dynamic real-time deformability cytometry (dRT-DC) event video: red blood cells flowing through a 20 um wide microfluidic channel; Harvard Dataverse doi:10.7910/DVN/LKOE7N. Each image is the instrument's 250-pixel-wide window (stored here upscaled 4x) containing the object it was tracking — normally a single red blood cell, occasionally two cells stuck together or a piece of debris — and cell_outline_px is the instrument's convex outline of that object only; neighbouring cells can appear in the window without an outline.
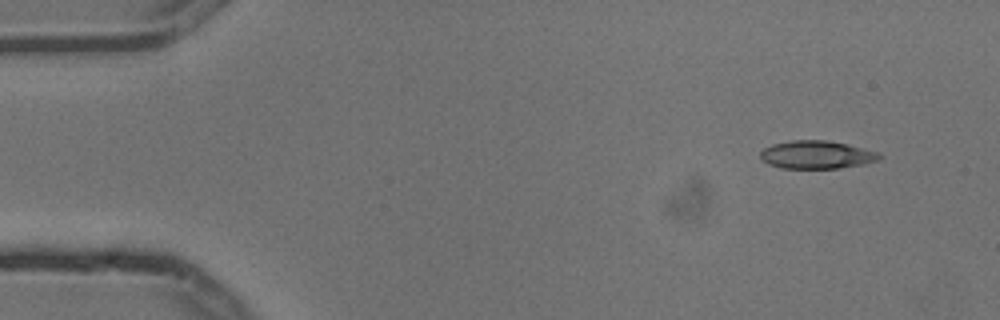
{"species": "common noctule bat (a hibernating species)", "species_latin": "Nyctalus noctula", "temperature_condition": "cold", "stored_images_in_passage": 6, "segment_of_instrument_passage": [1, 2], "camera_frame_rate_fps": 3000, "um_per_image_px": 0.085, "animal": {"sex": "male", "body_mass_g": 13.3}, "frame": {"image": 1, "passage_image": 2, "time_ms": 0.333, "image_size_px": [1000, 320], "cell_outline_px": [[884, 156], [876, 160], [864, 164], [840, 168], [780, 168], [768, 164], [760, 156], [760, 152], [764, 148], [772, 144], [792, 140], [824, 140], [844, 144], [876, 152]], "centroid_in_image_um": [69.37, 13.16], "position_along_channel_um": 15.6, "area_um2": 19.13}}
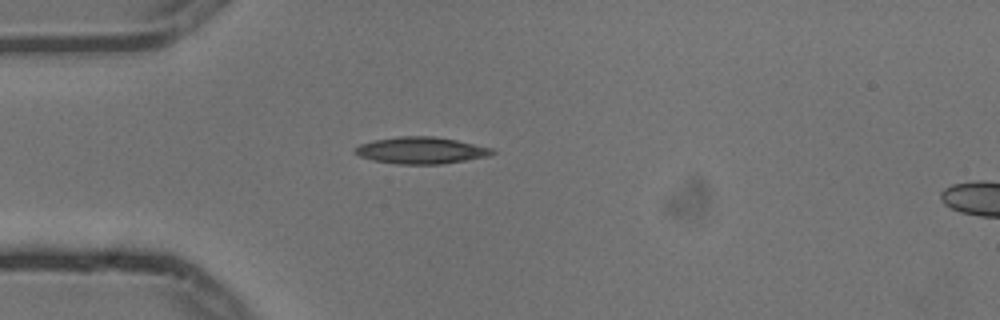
{"frame": {"image": 2, "passage_image": 5, "time_ms": 1.333, "image_size_px": [1000, 320], "cell_outline_px": [[496, 152], [488, 156], [440, 164], [400, 164], [372, 160], [360, 156], [352, 152], [352, 148], [360, 144], [372, 140], [396, 136], [432, 136], [456, 140], [492, 148]], "centroid_in_image_um": [35.72, 12.77], "position_along_channel_um": 49.3, "area_um2": 21.39}}